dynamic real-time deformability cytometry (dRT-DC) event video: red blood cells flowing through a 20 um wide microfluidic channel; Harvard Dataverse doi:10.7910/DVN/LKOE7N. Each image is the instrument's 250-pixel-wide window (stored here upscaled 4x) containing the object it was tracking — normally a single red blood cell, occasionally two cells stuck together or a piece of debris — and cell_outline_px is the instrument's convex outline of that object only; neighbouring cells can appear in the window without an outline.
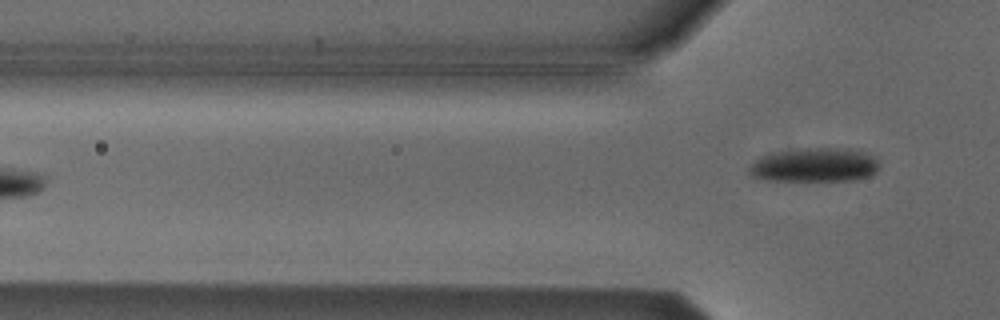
{"species": "Egyptian fruit bat (a non-hibernating species)", "species_latin": "Rousettus aegyptiacus", "temperature_condition": "cold", "stored_images_in_passage": 6, "camera_frame_rate_fps": 3000, "um_per_image_px": 0.085, "animal": {"sex": "male"}, "frame": {"image": 1, "passage_image": 6, "time_ms": 6.0, "image_size_px": [1000, 320], "cell_outline_px": [[880, 164], [876, 172], [868, 176], [852, 180], [756, 180], [748, 172], [748, 168], [760, 156], [780, 152], [808, 148], [848, 148], [872, 156]], "centroid_in_image_um": [69.21, 14.04], "position_along_channel_um": 56.6, "area_um2": 25.49}}